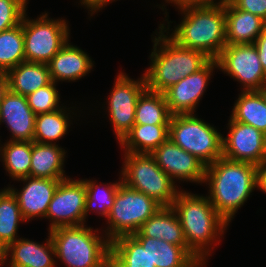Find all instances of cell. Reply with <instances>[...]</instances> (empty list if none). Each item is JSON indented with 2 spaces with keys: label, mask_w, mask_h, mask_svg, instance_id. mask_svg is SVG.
Returning <instances> with one entry per match:
<instances>
[{
  "label": "cell",
  "mask_w": 266,
  "mask_h": 267,
  "mask_svg": "<svg viewBox=\"0 0 266 267\" xmlns=\"http://www.w3.org/2000/svg\"><path fill=\"white\" fill-rule=\"evenodd\" d=\"M257 166L248 162L218 158L205 168L209 201L229 224L257 187Z\"/></svg>",
  "instance_id": "1"
},
{
  "label": "cell",
  "mask_w": 266,
  "mask_h": 267,
  "mask_svg": "<svg viewBox=\"0 0 266 267\" xmlns=\"http://www.w3.org/2000/svg\"><path fill=\"white\" fill-rule=\"evenodd\" d=\"M164 24L160 23L157 36L152 38L154 45L150 54L151 64L143 74L147 89L159 93H164L183 78L203 68L211 60L202 51L178 45L168 37L170 25L166 28ZM165 32L167 35L164 34Z\"/></svg>",
  "instance_id": "2"
},
{
  "label": "cell",
  "mask_w": 266,
  "mask_h": 267,
  "mask_svg": "<svg viewBox=\"0 0 266 267\" xmlns=\"http://www.w3.org/2000/svg\"><path fill=\"white\" fill-rule=\"evenodd\" d=\"M171 207L180 220L188 248L206 265L212 244L221 241L220 236L229 224L217 213L207 195L180 190Z\"/></svg>",
  "instance_id": "3"
},
{
  "label": "cell",
  "mask_w": 266,
  "mask_h": 267,
  "mask_svg": "<svg viewBox=\"0 0 266 267\" xmlns=\"http://www.w3.org/2000/svg\"><path fill=\"white\" fill-rule=\"evenodd\" d=\"M183 15L174 26L173 41L184 48L204 52L216 59L226 46L225 0L213 5H192L179 8Z\"/></svg>",
  "instance_id": "4"
},
{
  "label": "cell",
  "mask_w": 266,
  "mask_h": 267,
  "mask_svg": "<svg viewBox=\"0 0 266 267\" xmlns=\"http://www.w3.org/2000/svg\"><path fill=\"white\" fill-rule=\"evenodd\" d=\"M96 232L86 225L50 230L55 257L67 267H110L111 242Z\"/></svg>",
  "instance_id": "5"
},
{
  "label": "cell",
  "mask_w": 266,
  "mask_h": 267,
  "mask_svg": "<svg viewBox=\"0 0 266 267\" xmlns=\"http://www.w3.org/2000/svg\"><path fill=\"white\" fill-rule=\"evenodd\" d=\"M124 153L122 182L153 198L161 206H172L180 189L158 166L155 158L148 153Z\"/></svg>",
  "instance_id": "6"
},
{
  "label": "cell",
  "mask_w": 266,
  "mask_h": 267,
  "mask_svg": "<svg viewBox=\"0 0 266 267\" xmlns=\"http://www.w3.org/2000/svg\"><path fill=\"white\" fill-rule=\"evenodd\" d=\"M223 135L195 114L172 115L169 138L206 166L223 157Z\"/></svg>",
  "instance_id": "7"
},
{
  "label": "cell",
  "mask_w": 266,
  "mask_h": 267,
  "mask_svg": "<svg viewBox=\"0 0 266 267\" xmlns=\"http://www.w3.org/2000/svg\"><path fill=\"white\" fill-rule=\"evenodd\" d=\"M160 207L153 198L121 182L106 217L109 225L104 235L112 242L118 237L135 234Z\"/></svg>",
  "instance_id": "8"
},
{
  "label": "cell",
  "mask_w": 266,
  "mask_h": 267,
  "mask_svg": "<svg viewBox=\"0 0 266 267\" xmlns=\"http://www.w3.org/2000/svg\"><path fill=\"white\" fill-rule=\"evenodd\" d=\"M23 16L25 61L47 64L69 40L66 20L49 18L42 13L36 19ZM29 18V19H28Z\"/></svg>",
  "instance_id": "9"
},
{
  "label": "cell",
  "mask_w": 266,
  "mask_h": 267,
  "mask_svg": "<svg viewBox=\"0 0 266 267\" xmlns=\"http://www.w3.org/2000/svg\"><path fill=\"white\" fill-rule=\"evenodd\" d=\"M88 213L85 182L67 178L59 182L45 218L51 219L50 231L58 227L85 225Z\"/></svg>",
  "instance_id": "10"
},
{
  "label": "cell",
  "mask_w": 266,
  "mask_h": 267,
  "mask_svg": "<svg viewBox=\"0 0 266 267\" xmlns=\"http://www.w3.org/2000/svg\"><path fill=\"white\" fill-rule=\"evenodd\" d=\"M216 61L218 69L242 85V91H261L266 87V74L254 44L226 45Z\"/></svg>",
  "instance_id": "11"
},
{
  "label": "cell",
  "mask_w": 266,
  "mask_h": 267,
  "mask_svg": "<svg viewBox=\"0 0 266 267\" xmlns=\"http://www.w3.org/2000/svg\"><path fill=\"white\" fill-rule=\"evenodd\" d=\"M146 88L143 74L138 80L131 79L123 72L117 76L107 101V109L119 142L135 125L136 103Z\"/></svg>",
  "instance_id": "12"
},
{
  "label": "cell",
  "mask_w": 266,
  "mask_h": 267,
  "mask_svg": "<svg viewBox=\"0 0 266 267\" xmlns=\"http://www.w3.org/2000/svg\"><path fill=\"white\" fill-rule=\"evenodd\" d=\"M228 125V137H222L224 158L256 166L266 161V135L263 132L231 117Z\"/></svg>",
  "instance_id": "13"
},
{
  "label": "cell",
  "mask_w": 266,
  "mask_h": 267,
  "mask_svg": "<svg viewBox=\"0 0 266 267\" xmlns=\"http://www.w3.org/2000/svg\"><path fill=\"white\" fill-rule=\"evenodd\" d=\"M218 68L216 59H211L203 68L188 75L164 92L172 115L194 114L208 86L213 69Z\"/></svg>",
  "instance_id": "14"
},
{
  "label": "cell",
  "mask_w": 266,
  "mask_h": 267,
  "mask_svg": "<svg viewBox=\"0 0 266 267\" xmlns=\"http://www.w3.org/2000/svg\"><path fill=\"white\" fill-rule=\"evenodd\" d=\"M151 155L173 181L177 179L204 183L206 165L196 156L180 148L170 138L157 147Z\"/></svg>",
  "instance_id": "15"
},
{
  "label": "cell",
  "mask_w": 266,
  "mask_h": 267,
  "mask_svg": "<svg viewBox=\"0 0 266 267\" xmlns=\"http://www.w3.org/2000/svg\"><path fill=\"white\" fill-rule=\"evenodd\" d=\"M17 181H23L24 186L22 190L20 189L19 191L12 187L8 188L16 196L25 222L35 217L45 218L49 203L52 200L59 182L62 180L34 178L29 176Z\"/></svg>",
  "instance_id": "16"
},
{
  "label": "cell",
  "mask_w": 266,
  "mask_h": 267,
  "mask_svg": "<svg viewBox=\"0 0 266 267\" xmlns=\"http://www.w3.org/2000/svg\"><path fill=\"white\" fill-rule=\"evenodd\" d=\"M35 116L26 96L10 90L5 93L0 105V124L5 122L12 133L10 141L34 142Z\"/></svg>",
  "instance_id": "17"
},
{
  "label": "cell",
  "mask_w": 266,
  "mask_h": 267,
  "mask_svg": "<svg viewBox=\"0 0 266 267\" xmlns=\"http://www.w3.org/2000/svg\"><path fill=\"white\" fill-rule=\"evenodd\" d=\"M134 237H152L182 246L202 267L205 265L187 246L180 220L171 206H162L148 218Z\"/></svg>",
  "instance_id": "18"
},
{
  "label": "cell",
  "mask_w": 266,
  "mask_h": 267,
  "mask_svg": "<svg viewBox=\"0 0 266 267\" xmlns=\"http://www.w3.org/2000/svg\"><path fill=\"white\" fill-rule=\"evenodd\" d=\"M3 253L2 266L10 260L9 267H55V249L50 235L44 244L18 238Z\"/></svg>",
  "instance_id": "19"
},
{
  "label": "cell",
  "mask_w": 266,
  "mask_h": 267,
  "mask_svg": "<svg viewBox=\"0 0 266 267\" xmlns=\"http://www.w3.org/2000/svg\"><path fill=\"white\" fill-rule=\"evenodd\" d=\"M69 41L47 63L53 82L79 80L90 73L94 66L89 55Z\"/></svg>",
  "instance_id": "20"
},
{
  "label": "cell",
  "mask_w": 266,
  "mask_h": 267,
  "mask_svg": "<svg viewBox=\"0 0 266 267\" xmlns=\"http://www.w3.org/2000/svg\"><path fill=\"white\" fill-rule=\"evenodd\" d=\"M226 45L253 44L266 27V21L249 12L236 9L225 0Z\"/></svg>",
  "instance_id": "21"
},
{
  "label": "cell",
  "mask_w": 266,
  "mask_h": 267,
  "mask_svg": "<svg viewBox=\"0 0 266 267\" xmlns=\"http://www.w3.org/2000/svg\"><path fill=\"white\" fill-rule=\"evenodd\" d=\"M66 152L58 144L32 142L30 177L64 180Z\"/></svg>",
  "instance_id": "22"
},
{
  "label": "cell",
  "mask_w": 266,
  "mask_h": 267,
  "mask_svg": "<svg viewBox=\"0 0 266 267\" xmlns=\"http://www.w3.org/2000/svg\"><path fill=\"white\" fill-rule=\"evenodd\" d=\"M155 267H202L182 246L152 237H135Z\"/></svg>",
  "instance_id": "23"
},
{
  "label": "cell",
  "mask_w": 266,
  "mask_h": 267,
  "mask_svg": "<svg viewBox=\"0 0 266 267\" xmlns=\"http://www.w3.org/2000/svg\"><path fill=\"white\" fill-rule=\"evenodd\" d=\"M7 78L9 90L23 96L52 82L47 64L27 61L9 70Z\"/></svg>",
  "instance_id": "24"
},
{
  "label": "cell",
  "mask_w": 266,
  "mask_h": 267,
  "mask_svg": "<svg viewBox=\"0 0 266 267\" xmlns=\"http://www.w3.org/2000/svg\"><path fill=\"white\" fill-rule=\"evenodd\" d=\"M169 138V125H134L119 142L124 152L151 154Z\"/></svg>",
  "instance_id": "25"
},
{
  "label": "cell",
  "mask_w": 266,
  "mask_h": 267,
  "mask_svg": "<svg viewBox=\"0 0 266 267\" xmlns=\"http://www.w3.org/2000/svg\"><path fill=\"white\" fill-rule=\"evenodd\" d=\"M234 121L251 125L266 135V99L262 91H242L232 109Z\"/></svg>",
  "instance_id": "26"
},
{
  "label": "cell",
  "mask_w": 266,
  "mask_h": 267,
  "mask_svg": "<svg viewBox=\"0 0 266 267\" xmlns=\"http://www.w3.org/2000/svg\"><path fill=\"white\" fill-rule=\"evenodd\" d=\"M110 267H155L146 248L133 236L126 235L111 242Z\"/></svg>",
  "instance_id": "27"
},
{
  "label": "cell",
  "mask_w": 266,
  "mask_h": 267,
  "mask_svg": "<svg viewBox=\"0 0 266 267\" xmlns=\"http://www.w3.org/2000/svg\"><path fill=\"white\" fill-rule=\"evenodd\" d=\"M171 117L164 93L147 88L141 93L136 103L135 125H169Z\"/></svg>",
  "instance_id": "28"
},
{
  "label": "cell",
  "mask_w": 266,
  "mask_h": 267,
  "mask_svg": "<svg viewBox=\"0 0 266 267\" xmlns=\"http://www.w3.org/2000/svg\"><path fill=\"white\" fill-rule=\"evenodd\" d=\"M32 142L6 141L0 146V156L6 172L13 180L30 176Z\"/></svg>",
  "instance_id": "29"
},
{
  "label": "cell",
  "mask_w": 266,
  "mask_h": 267,
  "mask_svg": "<svg viewBox=\"0 0 266 267\" xmlns=\"http://www.w3.org/2000/svg\"><path fill=\"white\" fill-rule=\"evenodd\" d=\"M65 109L67 108L62 105L59 110L35 116L34 142L54 144L67 134L71 123L69 120L71 115L68 114L71 111Z\"/></svg>",
  "instance_id": "30"
},
{
  "label": "cell",
  "mask_w": 266,
  "mask_h": 267,
  "mask_svg": "<svg viewBox=\"0 0 266 267\" xmlns=\"http://www.w3.org/2000/svg\"><path fill=\"white\" fill-rule=\"evenodd\" d=\"M24 221L18 200L7 187L0 195V248L2 250L19 238L18 225Z\"/></svg>",
  "instance_id": "31"
},
{
  "label": "cell",
  "mask_w": 266,
  "mask_h": 267,
  "mask_svg": "<svg viewBox=\"0 0 266 267\" xmlns=\"http://www.w3.org/2000/svg\"><path fill=\"white\" fill-rule=\"evenodd\" d=\"M25 61L23 18L19 25L0 32V70L8 72Z\"/></svg>",
  "instance_id": "32"
},
{
  "label": "cell",
  "mask_w": 266,
  "mask_h": 267,
  "mask_svg": "<svg viewBox=\"0 0 266 267\" xmlns=\"http://www.w3.org/2000/svg\"><path fill=\"white\" fill-rule=\"evenodd\" d=\"M86 185L87 191V209L95 211L102 217H107L115 200V194L119 188L122 179L116 183L106 184L104 187L98 185L94 180L82 179ZM101 187V189H100ZM103 188V189H102ZM98 204V205H97Z\"/></svg>",
  "instance_id": "33"
},
{
  "label": "cell",
  "mask_w": 266,
  "mask_h": 267,
  "mask_svg": "<svg viewBox=\"0 0 266 267\" xmlns=\"http://www.w3.org/2000/svg\"><path fill=\"white\" fill-rule=\"evenodd\" d=\"M56 84L52 81L45 87L39 88L26 96L29 107L36 115L54 112L62 108L59 106L60 94Z\"/></svg>",
  "instance_id": "34"
},
{
  "label": "cell",
  "mask_w": 266,
  "mask_h": 267,
  "mask_svg": "<svg viewBox=\"0 0 266 267\" xmlns=\"http://www.w3.org/2000/svg\"><path fill=\"white\" fill-rule=\"evenodd\" d=\"M28 0H0V32L19 25Z\"/></svg>",
  "instance_id": "35"
},
{
  "label": "cell",
  "mask_w": 266,
  "mask_h": 267,
  "mask_svg": "<svg viewBox=\"0 0 266 267\" xmlns=\"http://www.w3.org/2000/svg\"><path fill=\"white\" fill-rule=\"evenodd\" d=\"M236 9L257 15L266 21V0H228Z\"/></svg>",
  "instance_id": "36"
},
{
  "label": "cell",
  "mask_w": 266,
  "mask_h": 267,
  "mask_svg": "<svg viewBox=\"0 0 266 267\" xmlns=\"http://www.w3.org/2000/svg\"><path fill=\"white\" fill-rule=\"evenodd\" d=\"M253 44L257 48L263 71L266 74V27L264 28L263 32L256 38Z\"/></svg>",
  "instance_id": "37"
},
{
  "label": "cell",
  "mask_w": 266,
  "mask_h": 267,
  "mask_svg": "<svg viewBox=\"0 0 266 267\" xmlns=\"http://www.w3.org/2000/svg\"><path fill=\"white\" fill-rule=\"evenodd\" d=\"M166 3H174L177 8H181L184 6H192V5H213L223 2L224 0H218L219 2H215L216 0H165Z\"/></svg>",
  "instance_id": "38"
},
{
  "label": "cell",
  "mask_w": 266,
  "mask_h": 267,
  "mask_svg": "<svg viewBox=\"0 0 266 267\" xmlns=\"http://www.w3.org/2000/svg\"><path fill=\"white\" fill-rule=\"evenodd\" d=\"M256 185L258 190L260 189L266 193V161L257 165Z\"/></svg>",
  "instance_id": "39"
},
{
  "label": "cell",
  "mask_w": 266,
  "mask_h": 267,
  "mask_svg": "<svg viewBox=\"0 0 266 267\" xmlns=\"http://www.w3.org/2000/svg\"><path fill=\"white\" fill-rule=\"evenodd\" d=\"M115 0H89L84 6L85 8L90 10L91 16L95 13L100 11L103 7H105L108 3H112Z\"/></svg>",
  "instance_id": "40"
},
{
  "label": "cell",
  "mask_w": 266,
  "mask_h": 267,
  "mask_svg": "<svg viewBox=\"0 0 266 267\" xmlns=\"http://www.w3.org/2000/svg\"><path fill=\"white\" fill-rule=\"evenodd\" d=\"M9 90L7 72L0 70V105L5 93Z\"/></svg>",
  "instance_id": "41"
},
{
  "label": "cell",
  "mask_w": 266,
  "mask_h": 267,
  "mask_svg": "<svg viewBox=\"0 0 266 267\" xmlns=\"http://www.w3.org/2000/svg\"><path fill=\"white\" fill-rule=\"evenodd\" d=\"M4 253H3V250L0 248V267L2 266V264H3V255Z\"/></svg>",
  "instance_id": "42"
},
{
  "label": "cell",
  "mask_w": 266,
  "mask_h": 267,
  "mask_svg": "<svg viewBox=\"0 0 266 267\" xmlns=\"http://www.w3.org/2000/svg\"><path fill=\"white\" fill-rule=\"evenodd\" d=\"M80 1H81V2H80V3H81V5H83V6H84V5H85V4H86V3H87L89 0H80Z\"/></svg>",
  "instance_id": "43"
},
{
  "label": "cell",
  "mask_w": 266,
  "mask_h": 267,
  "mask_svg": "<svg viewBox=\"0 0 266 267\" xmlns=\"http://www.w3.org/2000/svg\"><path fill=\"white\" fill-rule=\"evenodd\" d=\"M261 91L264 93V96H265V99H266V87Z\"/></svg>",
  "instance_id": "44"
},
{
  "label": "cell",
  "mask_w": 266,
  "mask_h": 267,
  "mask_svg": "<svg viewBox=\"0 0 266 267\" xmlns=\"http://www.w3.org/2000/svg\"><path fill=\"white\" fill-rule=\"evenodd\" d=\"M7 188L1 189L0 190V195L6 190Z\"/></svg>",
  "instance_id": "45"
}]
</instances>
